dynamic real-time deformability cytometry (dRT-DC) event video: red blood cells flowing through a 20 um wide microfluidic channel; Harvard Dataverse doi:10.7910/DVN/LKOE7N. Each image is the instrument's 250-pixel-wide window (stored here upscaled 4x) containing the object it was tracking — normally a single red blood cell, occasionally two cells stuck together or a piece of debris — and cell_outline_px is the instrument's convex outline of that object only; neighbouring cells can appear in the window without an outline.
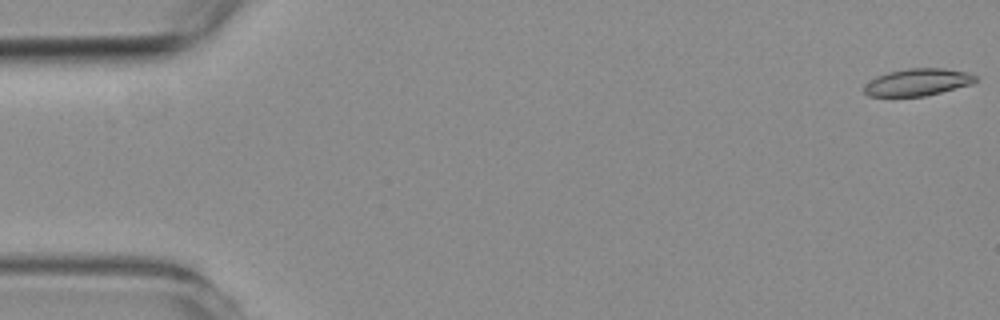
{"species": "common noctule bat (a hibernating species)", "species_latin": "Nyctalus noctula", "temperature_condition": "room temperature", "stored_images_in_passage": 55, "camera_frame_rate_fps": 3000, "um_per_image_px": 0.085, "animal": {"sex": "female", "body_mass_g": 19.3, "forearm_length_mm": 54.1}, "frame": {"image": 1, "passage_image": 1, "time_ms": 0.0, "image_size_px": [1000, 320], "cell_outline_px": [[976, 80], [972, 84], [924, 96], [868, 96], [864, 92], [864, 88], [876, 76], [888, 72], [908, 68], [944, 68], [968, 72], [976, 76]], "centroid_in_image_um": [78.02, 6.98], "position_along_channel_um": 7.0, "area_um2": 17.4}}
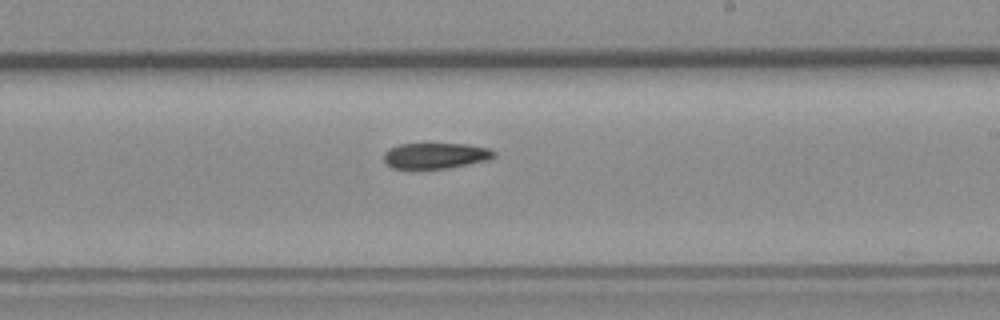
{"frame": {"image": 2, "passage_image": 32, "time_ms": 10.333, "image_size_px": [1000, 320], "cell_outline_px": [[496, 156], [488, 160], [448, 168], [412, 172], [392, 168], [384, 164], [384, 152], [388, 148], [400, 144], [468, 144], [488, 148], [496, 152]], "centroid_in_image_um": [36.94, 13.28], "position_along_channel_um": 252.1, "area_um2": 17.4}}
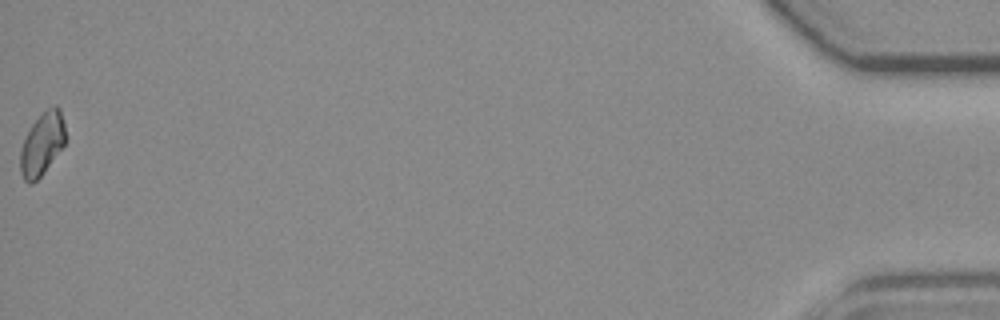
{"frame": {"image": 3, "passage_image": 55, "time_ms": 18.0, "image_size_px": [1000, 320], "cell_outline_px": [[64, 144], [40, 176], [32, 184], [28, 184], [24, 180], [20, 172], [20, 148], [32, 124], [48, 108], [56, 104], [60, 108], [64, 124]], "centroid_in_image_um": [3.55, 12.24], "position_along_channel_um": 431.6, "area_um2": 16.07}}